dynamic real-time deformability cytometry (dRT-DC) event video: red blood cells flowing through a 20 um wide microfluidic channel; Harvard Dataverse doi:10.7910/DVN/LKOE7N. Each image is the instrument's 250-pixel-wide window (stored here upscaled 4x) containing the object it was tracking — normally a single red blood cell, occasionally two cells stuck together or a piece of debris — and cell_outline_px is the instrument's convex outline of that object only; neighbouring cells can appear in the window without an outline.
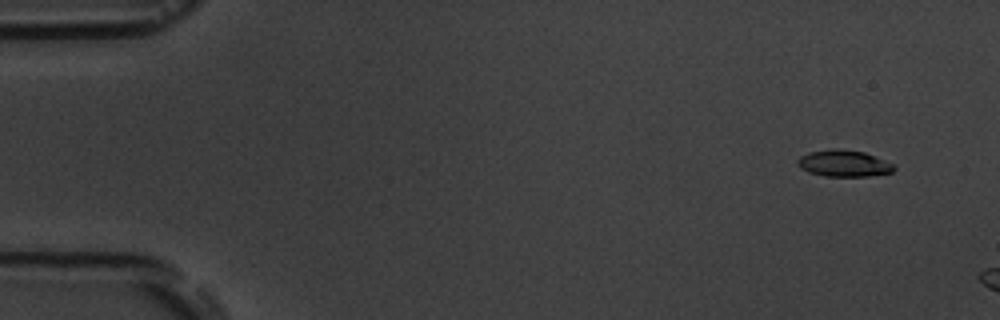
{"species": "common noctule bat (a hibernating species)", "species_latin": "Nyctalus noctula", "temperature_condition": "room temperature", "stored_images_in_passage": 4, "camera_frame_rate_fps": 3000, "um_per_image_px": 0.085, "animal": {"sex": "male", "body_mass_g": 19.5, "forearm_length_mm": 54.6}, "frame": {"image": 1, "passage_image": 2, "time_ms": 1.0, "image_size_px": [1000, 320], "cell_outline_px": [[896, 168], [892, 172], [868, 176], [824, 176], [808, 172], [800, 168], [796, 164], [796, 160], [800, 156], [808, 152], [832, 148], [840, 148], [864, 152], [892, 164]], "centroid_in_image_um": [71.65, 13.88], "position_along_channel_um": 13.3, "area_um2": 14.97}}